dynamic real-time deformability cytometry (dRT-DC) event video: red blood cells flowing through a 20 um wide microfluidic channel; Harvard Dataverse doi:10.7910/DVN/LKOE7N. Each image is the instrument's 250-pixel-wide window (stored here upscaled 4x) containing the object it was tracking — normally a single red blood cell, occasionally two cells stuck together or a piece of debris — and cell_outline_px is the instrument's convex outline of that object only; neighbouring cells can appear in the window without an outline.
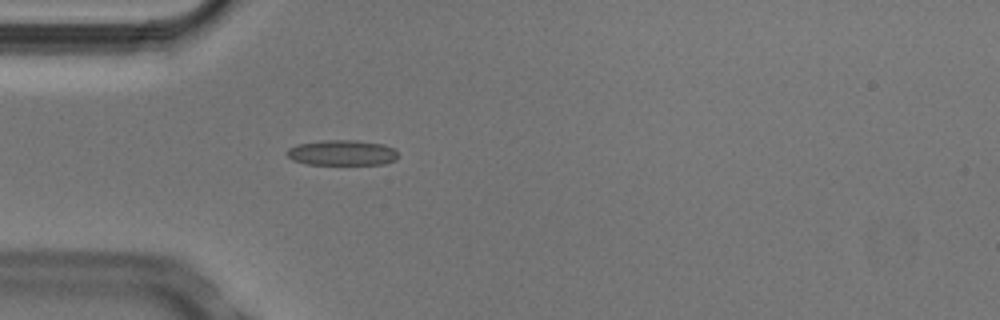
{"species": "Egyptian fruit bat (a non-hibernating species)", "species_latin": "Rousettus aegyptiacus", "temperature_condition": "cold", "stored_images_in_passage": 3, "camera_frame_rate_fps": 3000, "um_per_image_px": 0.085, "animal": {"sex": "male"}, "frame": {"image": 1, "passage_image": 3, "time_ms": 0.667, "image_size_px": [1000, 320], "cell_outline_px": [[396, 160], [384, 164], [308, 164], [292, 160], [284, 152], [288, 148], [296, 144], [324, 140], [356, 140], [384, 144], [396, 148]], "centroid_in_image_um": [29.06, 12.97], "position_along_channel_um": 55.9, "area_um2": 16.59}}